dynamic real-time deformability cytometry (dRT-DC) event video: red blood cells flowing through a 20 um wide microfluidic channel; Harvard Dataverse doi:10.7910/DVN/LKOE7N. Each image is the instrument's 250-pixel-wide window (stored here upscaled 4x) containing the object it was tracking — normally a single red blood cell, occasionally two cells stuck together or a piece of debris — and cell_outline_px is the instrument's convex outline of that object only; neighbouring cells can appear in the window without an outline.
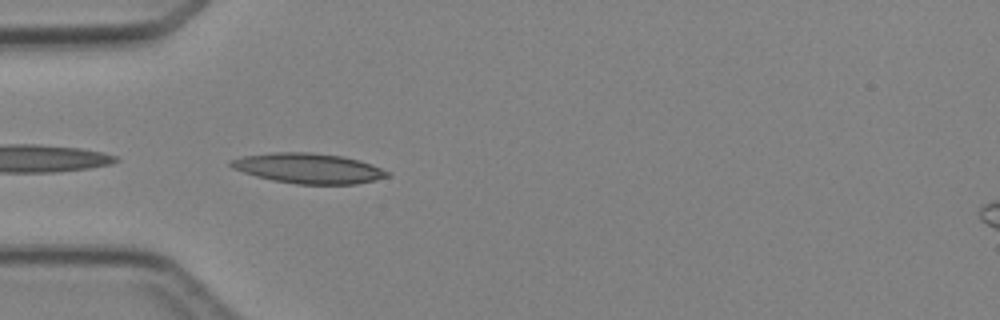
{"species": "Egyptian fruit bat (a non-hibernating species)", "species_latin": "Rousettus aegyptiacus", "temperature_condition": "cold", "stored_images_in_passage": 4, "camera_frame_rate_fps": 3000, "um_per_image_px": 0.085, "animal": {"sex": "female"}, "frame": {"image": 1, "passage_image": 4, "time_ms": 3.667, "image_size_px": [1000, 320], "cell_outline_px": [[392, 176], [356, 184], [296, 184], [272, 180], [256, 176], [232, 168], [228, 164], [228, 160], [244, 156], [272, 152], [312, 152], [344, 156], [360, 160], [372, 164], [392, 172]], "centroid_in_image_um": [26.25, 14.3], "position_along_channel_um": 58.7, "area_um2": 27.8}}